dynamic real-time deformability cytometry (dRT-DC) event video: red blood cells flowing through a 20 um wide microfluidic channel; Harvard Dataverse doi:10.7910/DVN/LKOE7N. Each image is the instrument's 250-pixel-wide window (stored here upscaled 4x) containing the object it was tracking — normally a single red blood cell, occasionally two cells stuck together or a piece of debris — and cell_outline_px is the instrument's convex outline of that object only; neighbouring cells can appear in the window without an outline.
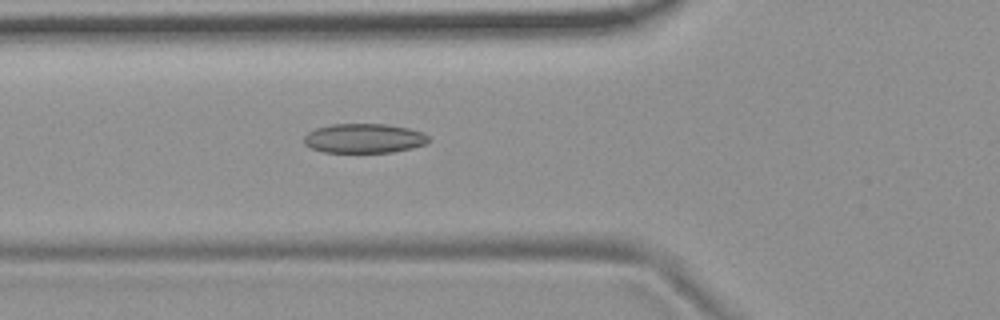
{"species": "common noctule bat (a hibernating species)", "species_latin": "Nyctalus noctula", "temperature_condition": "room temperature", "stored_images_in_passage": 4, "camera_frame_rate_fps": 3000, "um_per_image_px": 0.085, "animal": {"sex": "female", "body_mass_g": 19.9}, "frame": {"image": 1, "passage_image": 4, "time_ms": 4.333, "image_size_px": [1000, 320], "cell_outline_px": [[428, 140], [424, 144], [412, 148], [392, 152], [324, 152], [312, 148], [304, 144], [304, 136], [308, 132], [316, 128], [332, 124], [384, 124], [408, 128], [424, 132], [428, 136]], "centroid_in_image_um": [30.93, 11.75], "position_along_channel_um": 94.9, "area_um2": 21.27}}